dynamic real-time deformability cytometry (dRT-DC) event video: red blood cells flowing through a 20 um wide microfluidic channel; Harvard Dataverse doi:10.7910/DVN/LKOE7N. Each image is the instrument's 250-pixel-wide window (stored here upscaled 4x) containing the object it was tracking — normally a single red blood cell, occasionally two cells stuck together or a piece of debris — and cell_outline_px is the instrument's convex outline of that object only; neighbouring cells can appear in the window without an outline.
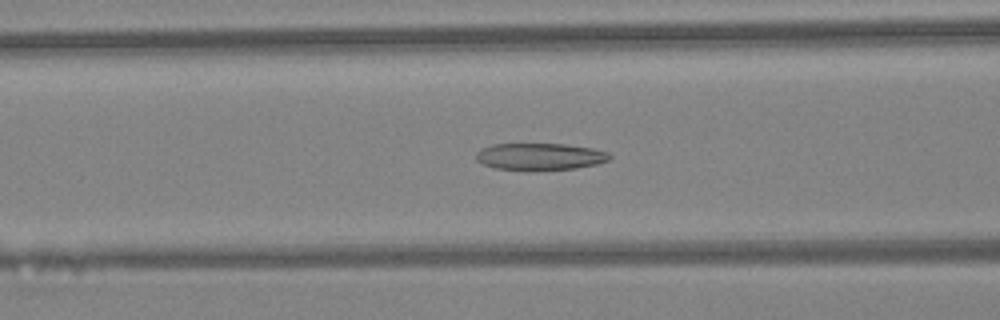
{"species": "Egyptian fruit bat (a non-hibernating species)", "species_latin": "Rousettus aegyptiacus", "temperature_condition": "warm", "stored_images_in_passage": 38, "camera_frame_rate_fps": 3000, "um_per_image_px": 0.085, "animal": {"sex": "female"}, "frame": {"image": 1, "passage_image": 16, "time_ms": 5.0, "image_size_px": [1000, 320], "cell_outline_px": [[612, 156], [608, 160], [596, 164], [576, 168], [536, 172], [528, 172], [496, 168], [484, 164], [476, 160], [476, 152], [480, 148], [492, 144], [564, 144], [592, 148], [608, 152]], "centroid_in_image_um": [45.86, 13.33], "position_along_channel_um": 120.7, "area_um2": 21.5}}
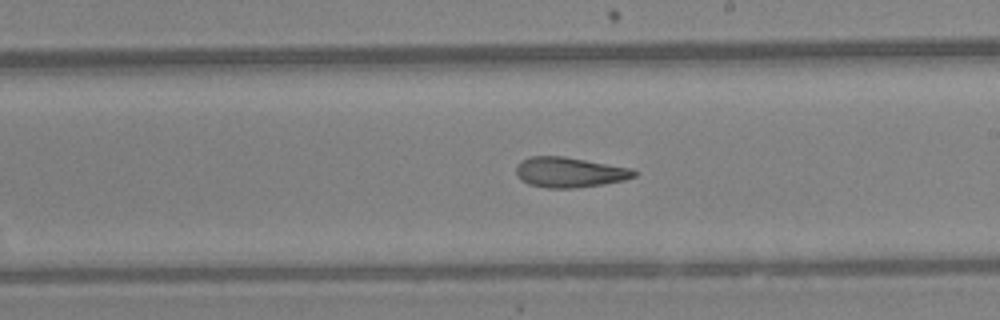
{"frame": {"image": 2, "passage_image": 24, "time_ms": 7.667, "image_size_px": [1000, 320], "cell_outline_px": [[636, 176], [624, 180], [604, 184], [576, 188], [548, 188], [528, 184], [520, 180], [516, 176], [516, 168], [524, 160], [532, 156], [564, 156], [632, 168], [636, 172]], "centroid_in_image_um": [48.42, 14.65], "position_along_channel_um": 240.6, "area_um2": 20.75}}
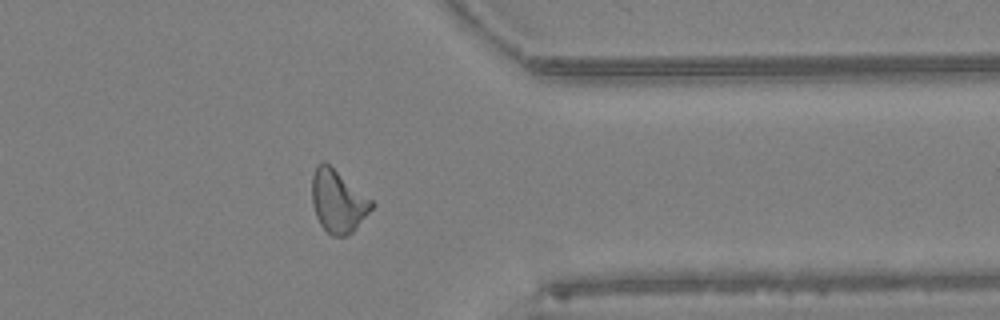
{"frame": {"image": 3, "passage_image": 34, "time_ms": 11.0, "image_size_px": [1000, 320], "cell_outline_px": [[372, 208], [356, 228], [348, 236], [332, 236], [320, 224], [316, 216], [312, 204], [312, 176], [316, 164], [324, 160], [372, 200]], "centroid_in_image_um": [28.69, 17.1], "position_along_channel_um": 382.7, "area_um2": 21.56}, "authors_computed_cell_mechanics": {"area_um2": 21.6172, "velocity_mm_per_s": 4.5289, "shape_relaxation_time_tau1_ms": null, "shape_relaxation_time_tau2_ms": 5.342, "deformation_change_tau1": null, "deformation_change_tau2": 0.1669}}